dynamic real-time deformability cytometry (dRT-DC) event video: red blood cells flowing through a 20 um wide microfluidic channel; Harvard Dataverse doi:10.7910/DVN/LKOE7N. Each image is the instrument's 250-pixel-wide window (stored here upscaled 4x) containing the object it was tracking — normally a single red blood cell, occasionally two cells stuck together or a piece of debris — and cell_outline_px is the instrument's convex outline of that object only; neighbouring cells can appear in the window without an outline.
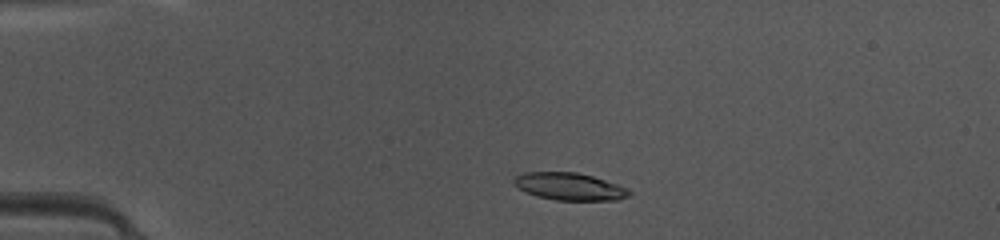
{"species": "common noctule bat (a hibernating species)", "species_latin": "Nyctalus noctula", "temperature_condition": "warm", "stored_images_in_passage": 43, "camera_frame_rate_fps": 3000, "um_per_image_px": 0.085, "animal": {"sex": "female", "body_mass_g": 10.0, "forearm_length_mm": 53.1}, "frame": {"image": 1, "passage_image": 6, "time_ms": 1.667, "image_size_px": [1000, 240], "cell_outline_px": [[632, 192], [628, 196], [620, 200], [556, 200], [536, 196], [520, 188], [512, 180], [516, 176], [524, 172], [576, 172], [592, 176], [628, 188]], "centroid_in_image_um": [48.44, 15.85], "position_along_channel_um": 36.6, "area_um2": 18.21}}
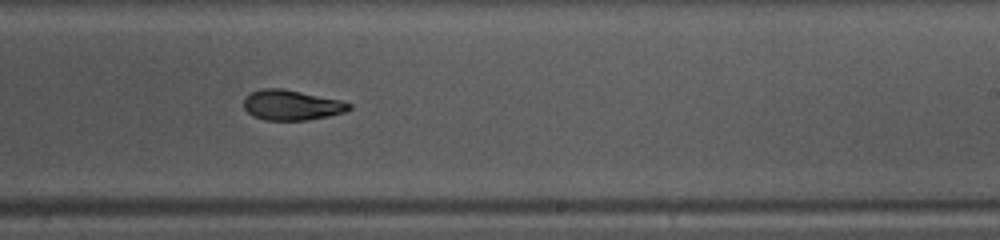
{"frame": {"image": 2, "passage_image": 25, "time_ms": 8.0, "image_size_px": [1000, 240], "cell_outline_px": [[352, 108], [344, 112], [328, 116], [308, 120], [264, 120], [252, 116], [244, 108], [244, 96], [260, 88], [280, 88], [340, 100], [352, 104]], "centroid_in_image_um": [24.75, 8.94], "position_along_channel_um": 264.2, "area_um2": 18.5}}
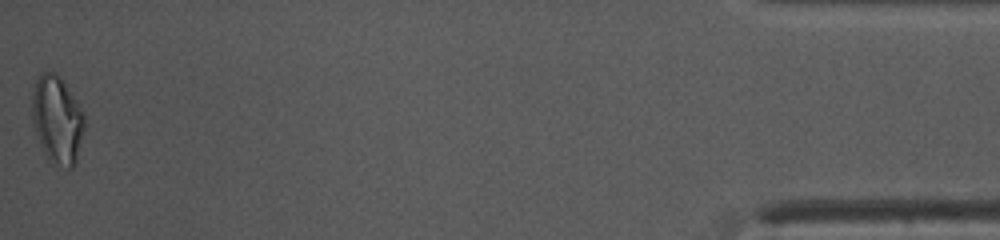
{"frame": {"image": 3, "passage_image": 43, "time_ms": 14.0, "image_size_px": [1000, 240], "cell_outline_px": [[84, 132], [76, 164], [72, 168], [68, 168], [48, 160], [36, 136], [32, 120], [32, 96], [36, 76], [40, 72], [52, 72], [60, 76], [84, 112]], "centroid_in_image_um": [4.86, 10.17], "position_along_channel_um": 430.3, "area_um2": 26.99}, "authors_computed_cell_mechanics": {"area_um2": 19.074, "velocity_mm_per_s": 4.2018, "shape_relaxation_time_tau1_ms": 4.759, "shape_relaxation_time_tau2_ms": 2.169, "deformation_change_tau1": 0.182, "deformation_change_tau2": 0.0976}}